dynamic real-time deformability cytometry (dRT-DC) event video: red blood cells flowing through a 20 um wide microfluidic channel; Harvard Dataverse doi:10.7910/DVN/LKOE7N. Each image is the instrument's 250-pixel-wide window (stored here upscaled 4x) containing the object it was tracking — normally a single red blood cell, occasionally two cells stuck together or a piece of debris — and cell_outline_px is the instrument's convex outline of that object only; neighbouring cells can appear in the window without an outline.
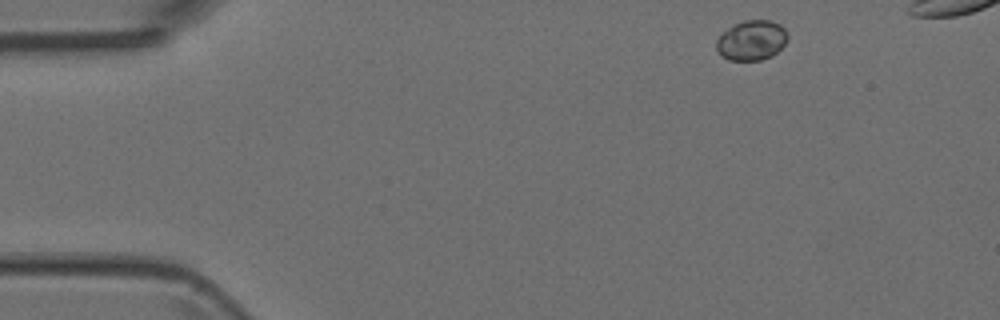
{"species": "Egyptian fruit bat (a non-hibernating species)", "species_latin": "Rousettus aegyptiacus", "temperature_condition": "room temperature", "stored_images_in_passage": 7, "camera_frame_rate_fps": 3000, "um_per_image_px": 0.085, "animal": {"sex": "female"}, "frame": {"image": 1, "passage_image": 1, "time_ms": 0.0, "image_size_px": [1000, 320], "cell_outline_px": [[788, 36], [784, 44], [772, 56], [760, 60], [728, 60], [720, 56], [716, 48], [716, 40], [732, 24], [744, 20], [768, 20], [780, 24], [784, 28]], "centroid_in_image_um": [63.86, 3.43], "position_along_channel_um": 21.1, "area_um2": 16.59}}
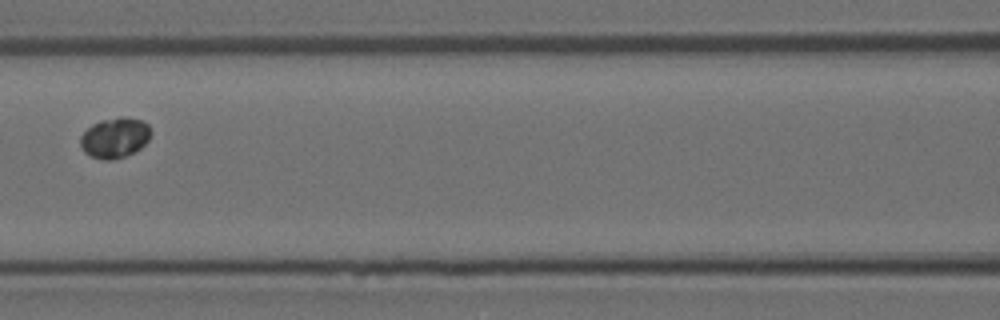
{"frame": {"image": 2, "passage_image": 6, "time_ms": 1.667, "image_size_px": [1000, 320], "cell_outline_px": [[152, 132], [148, 140], [140, 148], [124, 156], [112, 160], [104, 160], [92, 156], [84, 152], [80, 144], [80, 136], [92, 124], [100, 120], [120, 116], [124, 116], [144, 120], [148, 124]], "centroid_in_image_um": [9.77, 11.68], "position_along_channel_um": 156.8, "area_um2": 16.65}}
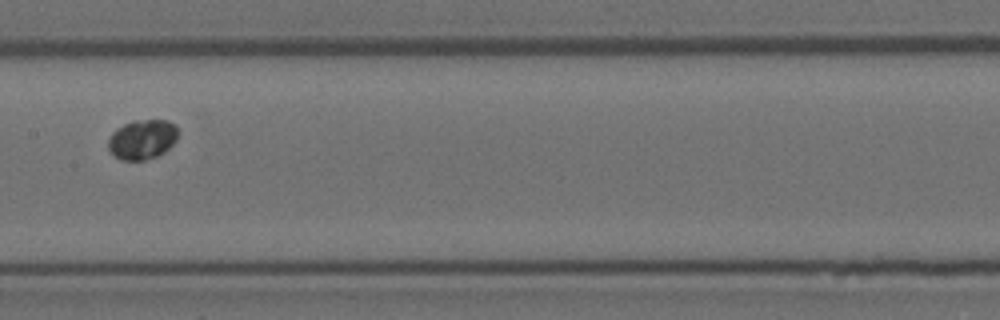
{"frame": {"image": 3, "passage_image": 7, "time_ms": 2.0, "image_size_px": [1000, 320], "cell_outline_px": [[180, 132], [176, 140], [164, 152], [156, 156], [144, 160], [120, 160], [108, 148], [108, 140], [112, 132], [116, 128], [132, 120], [168, 120], [176, 124]], "centroid_in_image_um": [12.12, 11.82], "position_along_channel_um": 195.3, "area_um2": 16.3}}